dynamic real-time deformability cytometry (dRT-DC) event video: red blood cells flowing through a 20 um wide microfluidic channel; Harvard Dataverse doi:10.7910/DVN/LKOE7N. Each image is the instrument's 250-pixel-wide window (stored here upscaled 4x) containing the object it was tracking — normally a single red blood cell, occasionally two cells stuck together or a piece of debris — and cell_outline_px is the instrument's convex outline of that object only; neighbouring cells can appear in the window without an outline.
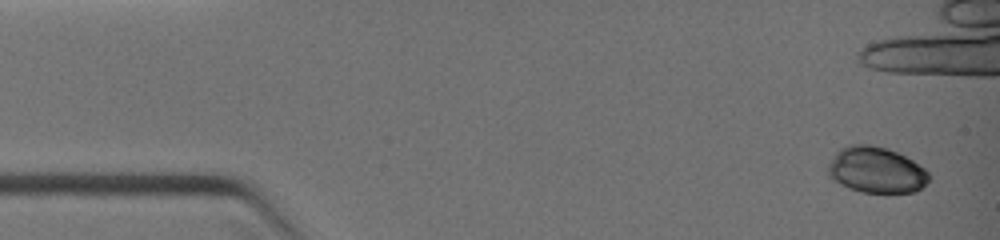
{"species": "common noctule bat (a hibernating species)", "species_latin": "Nyctalus noctula", "temperature_condition": "warm", "stored_images_in_passage": 10, "camera_frame_rate_fps": 3000, "um_per_image_px": 0.085, "animal": {"sex": "female", "body_mass_g": 19.0, "forearm_length_mm": 51.5}, "frame": {"image": 1, "passage_image": 1, "time_ms": 0.0, "image_size_px": [1000, 240], "cell_outline_px": [[932, 176], [916, 192], [864, 192], [840, 184], [828, 176], [828, 164], [836, 152], [840, 148], [848, 144], [868, 144], [888, 148], [912, 160], [924, 168]], "centroid_in_image_um": [74.47, 14.43], "position_along_channel_um": 10.5, "area_um2": 26.93}}